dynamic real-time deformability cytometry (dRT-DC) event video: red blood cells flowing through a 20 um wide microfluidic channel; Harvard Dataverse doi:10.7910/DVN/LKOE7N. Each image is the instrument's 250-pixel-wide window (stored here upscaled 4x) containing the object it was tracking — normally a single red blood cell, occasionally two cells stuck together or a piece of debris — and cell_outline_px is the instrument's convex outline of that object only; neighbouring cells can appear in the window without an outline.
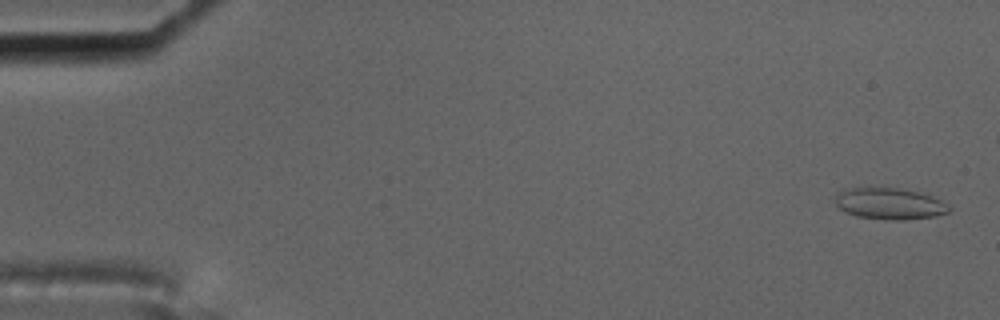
{"species": "common noctule bat (a hibernating species)", "species_latin": "Nyctalus noctula", "temperature_condition": "cold", "stored_images_in_passage": 52, "camera_frame_rate_fps": 3000, "um_per_image_px": 0.085, "animal": {"sex": "male", "body_mass_g": 17.5, "forearm_length_mm": 52.3}, "frame": {"image": 1, "passage_image": 2, "time_ms": 0.333, "image_size_px": [1000, 320], "cell_outline_px": [[952, 208], [948, 212], [936, 216], [904, 220], [888, 220], [856, 216], [840, 208], [836, 204], [836, 192], [844, 188], [896, 188], [916, 192], [932, 196], [948, 204]], "centroid_in_image_um": [75.62, 17.32], "position_along_channel_um": 9.4, "area_um2": 20.75}}
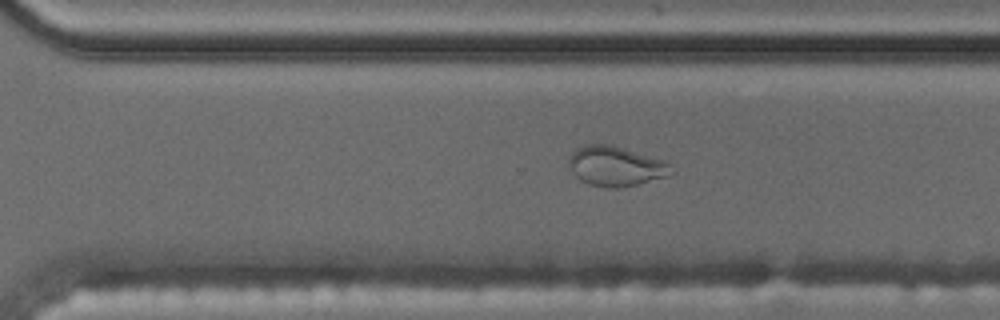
{"frame": {"image": 2, "passage_image": 40, "time_ms": 13.0, "image_size_px": [1000, 320], "cell_outline_px": [[676, 172], [664, 176], [636, 184], [620, 188], [604, 188], [588, 184], [580, 180], [568, 168], [568, 156], [576, 148], [584, 144], [612, 144], [664, 160]], "centroid_in_image_um": [52.27, 14.11], "position_along_channel_um": 318.3, "area_um2": 23.99}}
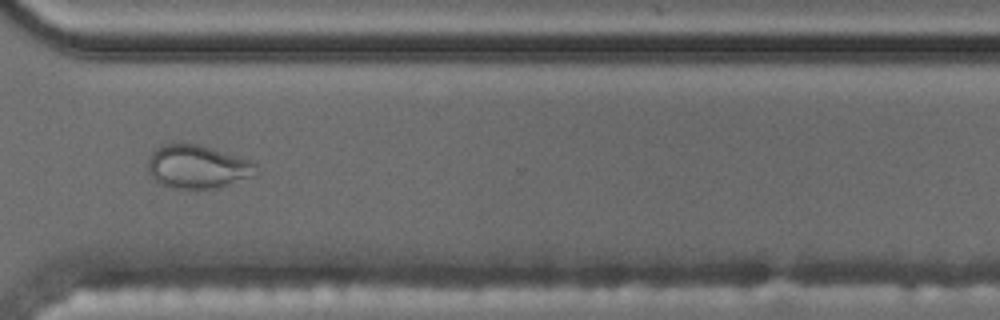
{"frame": {"image": 3, "passage_image": 43, "time_ms": 14.0, "image_size_px": [1000, 320], "cell_outline_px": [[260, 172], [256, 176], [220, 188], [176, 188], [160, 184], [148, 172], [148, 160], [152, 152], [160, 144], [196, 144], [212, 148], [248, 160], [256, 164]], "centroid_in_image_um": [16.82, 14.19], "position_along_channel_um": 353.8, "area_um2": 27.4}, "authors_computed_cell_mechanics": {"area_um2": 19.3919, "velocity_mm_per_s": 3.5227, "shape_relaxation_time_tau1_ms": null, "shape_relaxation_time_tau2_ms": 1.1555, "deformation_change_tau1": null, "deformation_change_tau2": 0.0755}}